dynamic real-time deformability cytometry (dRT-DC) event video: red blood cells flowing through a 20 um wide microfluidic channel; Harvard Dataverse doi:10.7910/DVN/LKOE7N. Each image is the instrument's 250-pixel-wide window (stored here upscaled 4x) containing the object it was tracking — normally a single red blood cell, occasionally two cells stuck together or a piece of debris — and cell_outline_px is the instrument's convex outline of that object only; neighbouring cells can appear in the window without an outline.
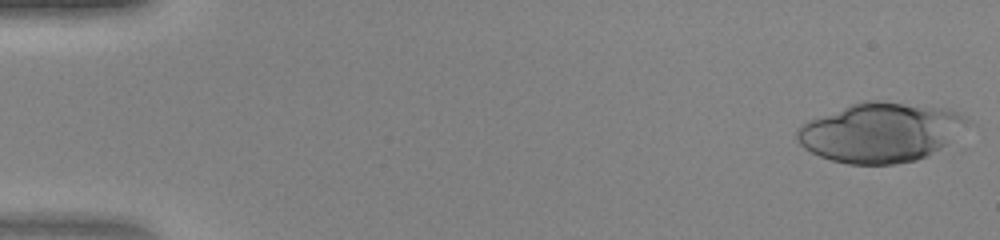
{"species": "human", "species_latin": "Homo sapiens", "temperature_condition": "warm", "stored_images_in_passage": 46, "camera_frame_rate_fps": 3000, "um_per_image_px": 0.085, "donor": {"sex": "female"}, "frame": {"image": 1, "passage_image": 1, "time_ms": 0.0, "image_size_px": [1000, 240], "cell_outline_px": [[976, 124], [948, 144], [928, 156], [916, 160], [896, 164], [848, 164], [832, 160], [820, 156], [804, 148], [800, 144], [796, 136], [796, 128], [808, 120], [852, 104], [864, 100], [876, 100], [944, 108], [968, 116]], "centroid_in_image_um": [74.94, 11.25], "position_along_channel_um": 10.1, "area_um2": 59.71}}
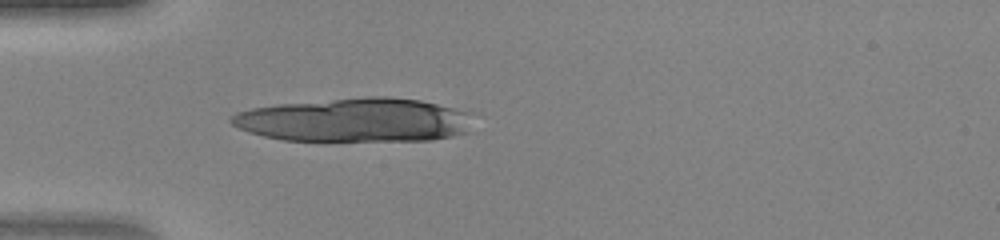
{"frame": {"image": 2, "passage_image": 14, "time_ms": 4.333, "image_size_px": [1000, 240], "cell_outline_px": [[472, 112], [468, 132], [452, 136], [432, 140], [284, 140], [264, 136], [248, 132], [232, 124], [228, 120], [236, 112], [252, 108], [276, 104], [364, 96], [388, 96], [420, 100]], "centroid_in_image_um": [30.17, 10.19], "position_along_channel_um": 54.8, "area_um2": 61.9}}